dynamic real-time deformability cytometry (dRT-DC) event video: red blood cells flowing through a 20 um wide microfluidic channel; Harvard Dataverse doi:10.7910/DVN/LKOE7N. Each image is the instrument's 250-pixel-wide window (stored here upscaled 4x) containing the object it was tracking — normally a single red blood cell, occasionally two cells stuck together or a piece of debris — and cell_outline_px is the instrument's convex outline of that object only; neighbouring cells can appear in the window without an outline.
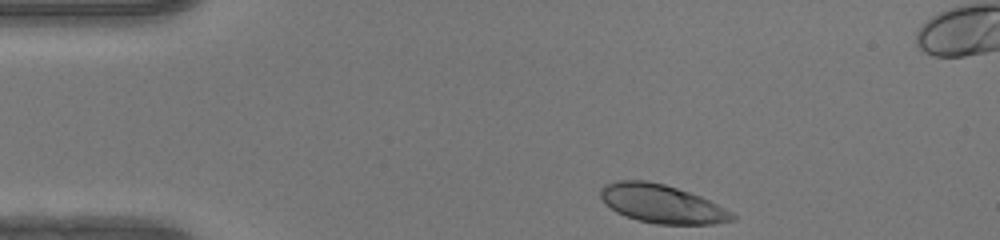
{"species": "human", "species_latin": "Homo sapiens", "temperature_condition": "warm", "stored_images_in_passage": 34, "camera_frame_rate_fps": 3000, "um_per_image_px": 0.085, "donor": {"sex": "female"}, "frame": {"image": 1, "passage_image": 1, "time_ms": 0.0, "image_size_px": [1000, 240], "cell_outline_px": [[736, 220], [712, 224], [656, 224], [636, 220], [616, 212], [604, 204], [600, 196], [600, 188], [604, 184], [616, 180], [648, 180], [664, 184], [700, 196], [732, 212], [736, 216]], "centroid_in_image_um": [56.21, 17.32], "position_along_channel_um": 28.8, "area_um2": 29.65}}
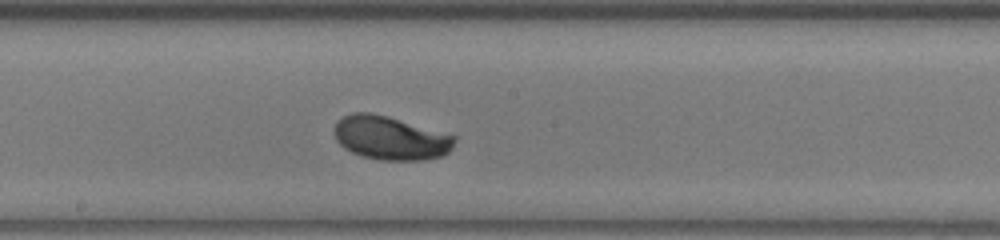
{"frame": {"image": 2, "passage_image": 19, "time_ms": 6.0, "image_size_px": [1000, 240], "cell_outline_px": [[456, 140], [452, 148], [444, 156], [424, 160], [380, 160], [360, 156], [344, 148], [336, 140], [332, 132], [332, 128], [336, 120], [340, 116], [352, 112], [372, 112], [388, 116], [456, 136]], "centroid_in_image_um": [33.13, 11.72], "position_along_channel_um": 215.1, "area_um2": 31.15}}
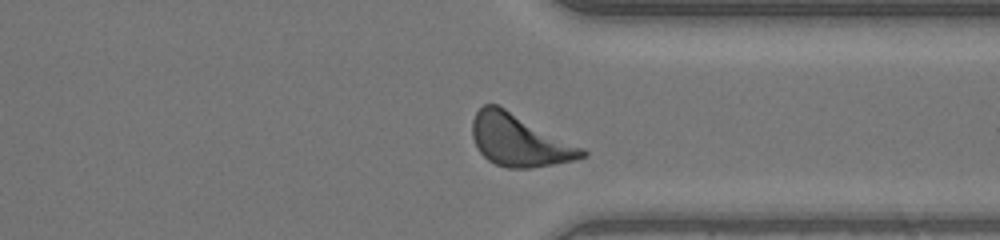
{"frame": {"image": 3, "passage_image": 30, "time_ms": 9.667, "image_size_px": [1000, 240], "cell_outline_px": [[588, 156], [572, 160], [552, 164], [528, 168], [508, 168], [496, 164], [488, 160], [480, 152], [472, 136], [472, 120], [476, 112], [484, 104], [496, 104], [584, 148], [588, 152]], "centroid_in_image_um": [44.13, 11.93], "position_along_channel_um": 367.3, "area_um2": 32.77}, "authors_computed_cell_mechanics": {"area_um2": 30.1716, "velocity_mm_per_s": 4.1659, "shape_relaxation_time_tau1_ms": 2.1099, "shape_relaxation_time_tau2_ms": null, "deformation_change_tau1": 0.1592, "deformation_change_tau2": null}}